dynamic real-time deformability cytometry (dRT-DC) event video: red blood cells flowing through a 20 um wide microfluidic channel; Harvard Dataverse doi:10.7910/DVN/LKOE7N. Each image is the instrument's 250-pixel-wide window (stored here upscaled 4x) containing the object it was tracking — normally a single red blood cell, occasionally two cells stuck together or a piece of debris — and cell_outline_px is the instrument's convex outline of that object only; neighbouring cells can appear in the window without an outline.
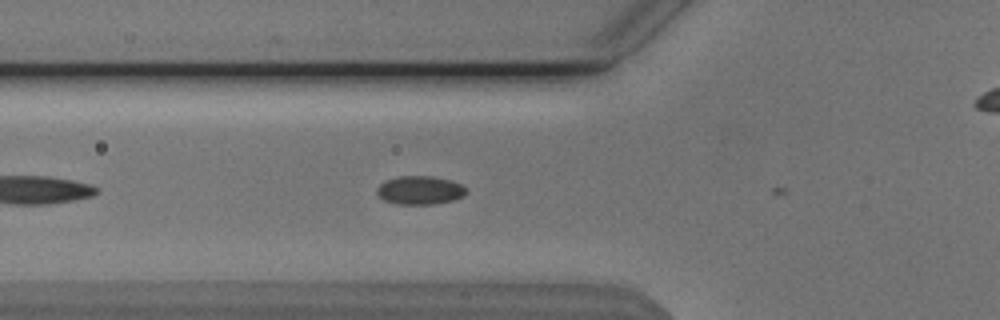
{"species": "Egyptian fruit bat (a non-hibernating species)", "species_latin": "Rousettus aegyptiacus", "temperature_condition": "cold", "stored_images_in_passage": 3, "camera_frame_rate_fps": 3000, "um_per_image_px": 0.085, "animal": {"sex": "male"}, "frame": {"image": 1, "passage_image": 2, "time_ms": 0.333, "image_size_px": [1000, 320], "cell_outline_px": [[468, 192], [464, 196], [456, 200], [436, 204], [396, 204], [384, 200], [376, 192], [376, 188], [384, 180], [400, 176], [432, 176], [452, 180], [468, 188]], "centroid_in_image_um": [35.73, 16.17], "position_along_channel_um": 90.1, "area_um2": 15.14}}